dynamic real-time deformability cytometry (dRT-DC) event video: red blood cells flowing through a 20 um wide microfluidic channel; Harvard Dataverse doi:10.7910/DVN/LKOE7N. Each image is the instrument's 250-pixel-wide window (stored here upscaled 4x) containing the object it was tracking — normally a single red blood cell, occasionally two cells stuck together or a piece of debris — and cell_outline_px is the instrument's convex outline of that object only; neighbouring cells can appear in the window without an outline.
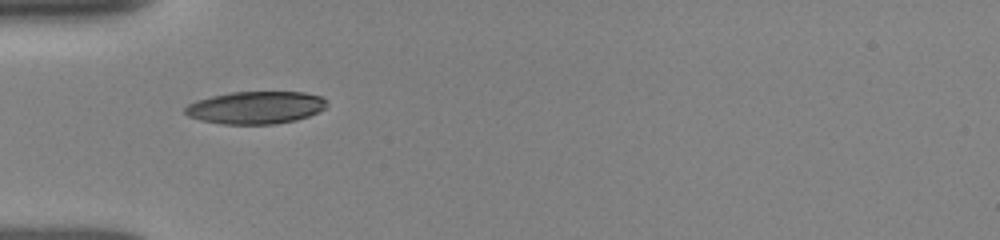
{"species": "human", "species_latin": "Homo sapiens", "temperature_condition": "room temperature", "stored_images_in_passage": 36, "camera_frame_rate_fps": 3000, "um_per_image_px": 0.085, "donor": {"sex": "female"}, "frame": {"image": 1, "passage_image": 1, "time_ms": 0.0, "image_size_px": [1000, 240], "cell_outline_px": [[328, 104], [324, 108], [308, 116], [296, 120], [276, 124], [220, 124], [200, 120], [188, 116], [184, 112], [184, 108], [188, 104], [196, 100], [212, 96], [232, 92], [304, 92], [320, 96]], "centroid_in_image_um": [21.7, 9.15], "position_along_channel_um": 63.3, "area_um2": 26.82}}
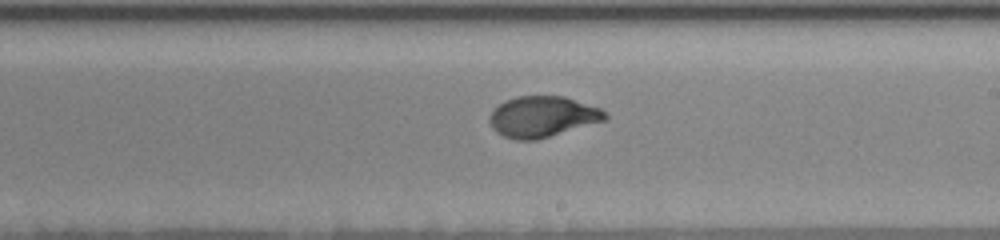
{"frame": {"image": 2, "passage_image": 15, "time_ms": 4.667, "image_size_px": [1000, 240], "cell_outline_px": [[608, 120], [536, 140], [516, 140], [504, 136], [496, 132], [492, 128], [488, 120], [492, 108], [504, 100], [516, 96], [564, 96], [600, 108], [608, 116]], "centroid_in_image_um": [46.08, 9.91], "position_along_channel_um": 242.9, "area_um2": 27.8}}
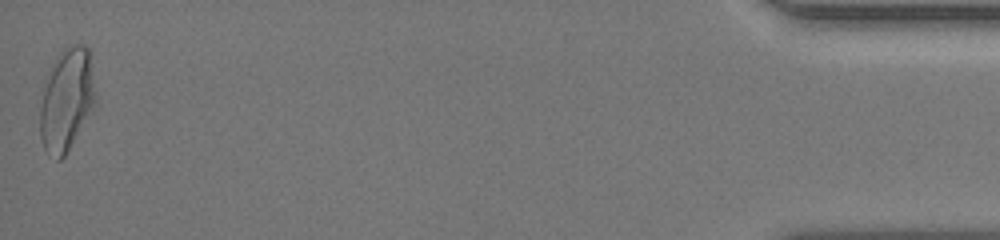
{"frame": {"image": 3, "passage_image": 36, "time_ms": 11.667, "image_size_px": [1000, 240], "cell_outline_px": [[96, 104], [64, 156], [60, 160], [56, 160], [44, 148], [40, 136], [40, 108], [44, 88], [52, 64], [56, 56], [64, 48], [72, 44], [84, 44], [88, 48], [92, 56], [96, 92]], "centroid_in_image_um": [5.7, 8.42], "position_along_channel_um": 429.5, "area_um2": 33.29}, "authors_computed_cell_mechanics": {"area_um2": 27.2816, "velocity_mm_per_s": 3.8999, "shape_relaxation_time_tau1_ms": 3.4163, "shape_relaxation_time_tau2_ms": null, "deformation_change_tau1": 0.1646, "deformation_change_tau2": null}}